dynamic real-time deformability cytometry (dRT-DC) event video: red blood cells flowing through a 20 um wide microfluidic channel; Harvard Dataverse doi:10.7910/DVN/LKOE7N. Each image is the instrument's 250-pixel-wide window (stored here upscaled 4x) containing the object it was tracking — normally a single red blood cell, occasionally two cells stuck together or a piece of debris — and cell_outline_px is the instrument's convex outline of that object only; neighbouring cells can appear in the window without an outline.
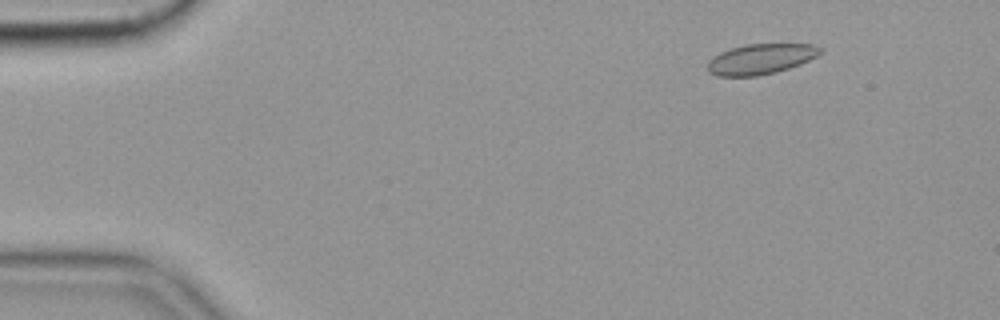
{"species": "common noctule bat (a hibernating species)", "species_latin": "Nyctalus noctula", "temperature_condition": "cold", "stored_images_in_passage": 16, "camera_frame_rate_fps": 3000, "um_per_image_px": 0.085, "animal": {"sex": "female", "body_mass_g": 19.9}, "frame": {"image": 1, "passage_image": 7, "time_ms": 2.0, "image_size_px": [1000, 320], "cell_outline_px": [[824, 48], [816, 56], [800, 64], [776, 72], [756, 76], [716, 76], [708, 72], [708, 60], [712, 56], [720, 52], [744, 44], [816, 44]], "centroid_in_image_um": [64.64, 5.01], "position_along_channel_um": 20.4, "area_um2": 20.0}}